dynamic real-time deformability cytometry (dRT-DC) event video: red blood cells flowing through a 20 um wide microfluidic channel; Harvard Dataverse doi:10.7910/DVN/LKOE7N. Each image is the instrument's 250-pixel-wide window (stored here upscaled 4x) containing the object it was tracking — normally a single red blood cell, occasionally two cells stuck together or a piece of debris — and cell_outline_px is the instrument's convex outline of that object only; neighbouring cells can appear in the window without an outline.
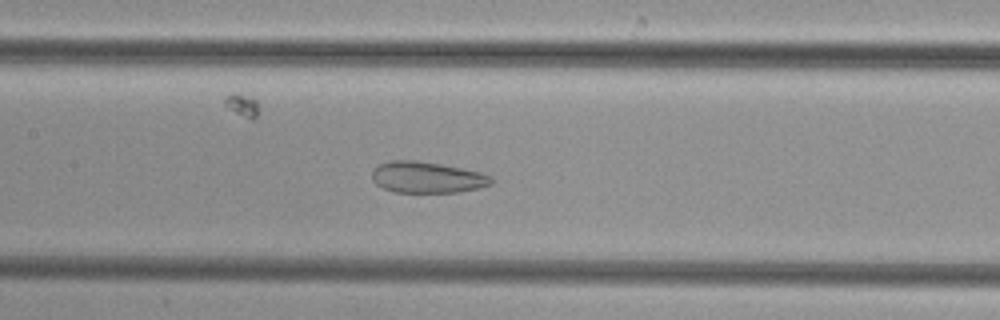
{"species": "common noctule bat (a hibernating species)", "species_latin": "Nyctalus noctula", "temperature_condition": "cold", "stored_images_in_passage": 40, "camera_frame_rate_fps": 3000, "um_per_image_px": 0.085, "animal": {"sex": "female", "body_mass_g": 29.2, "forearm_length_mm": 56.3}, "frame": {"image": 1, "passage_image": 13, "time_ms": 4.0, "image_size_px": [1000, 320], "cell_outline_px": [[496, 180], [492, 184], [480, 188], [456, 192], [392, 192], [376, 184], [372, 180], [372, 168], [388, 160], [416, 160], [440, 164], [480, 172], [492, 176]], "centroid_in_image_um": [36.3, 15.07], "position_along_channel_um": 171.1, "area_um2": 21.91}}
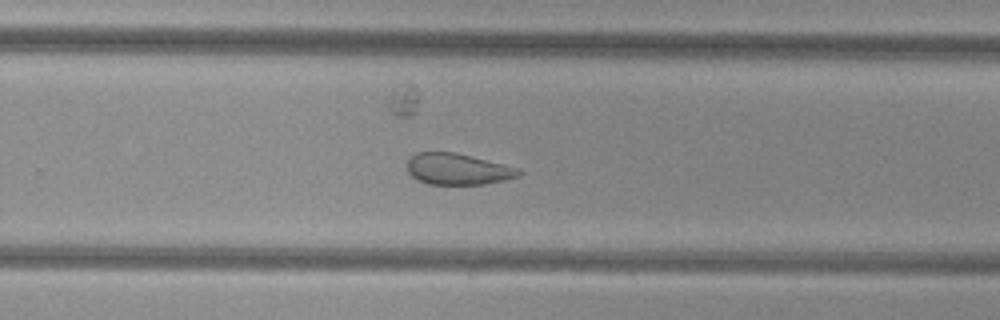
{"frame": {"image": 2, "passage_image": 22, "time_ms": 7.0, "image_size_px": [1000, 320], "cell_outline_px": [[524, 172], [520, 176], [504, 180], [484, 184], [428, 184], [412, 176], [408, 172], [408, 160], [416, 152], [456, 152], [520, 168]], "centroid_in_image_um": [38.96, 14.37], "position_along_channel_um": 290.8, "area_um2": 20.35}}
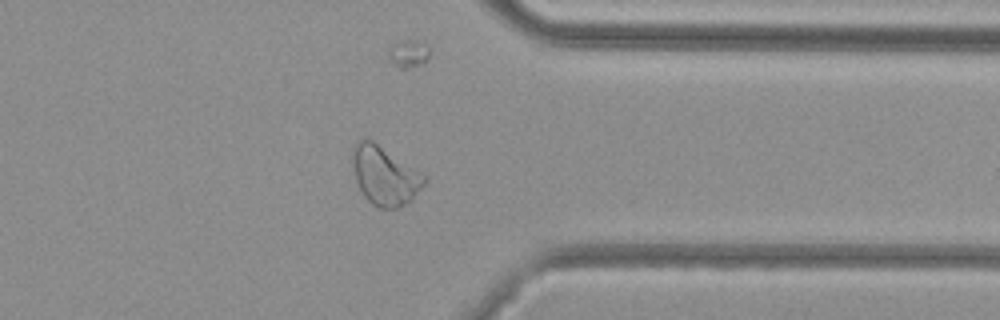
{"frame": {"image": 3, "passage_image": 29, "time_ms": 9.333, "image_size_px": [1000, 320], "cell_outline_px": [[428, 180], [412, 200], [400, 208], [380, 208], [372, 204], [364, 196], [356, 180], [352, 160], [352, 148], [356, 140], [372, 140], [424, 176]], "centroid_in_image_um": [32.68, 14.96], "position_along_channel_um": 378.7, "area_um2": 24.1}}